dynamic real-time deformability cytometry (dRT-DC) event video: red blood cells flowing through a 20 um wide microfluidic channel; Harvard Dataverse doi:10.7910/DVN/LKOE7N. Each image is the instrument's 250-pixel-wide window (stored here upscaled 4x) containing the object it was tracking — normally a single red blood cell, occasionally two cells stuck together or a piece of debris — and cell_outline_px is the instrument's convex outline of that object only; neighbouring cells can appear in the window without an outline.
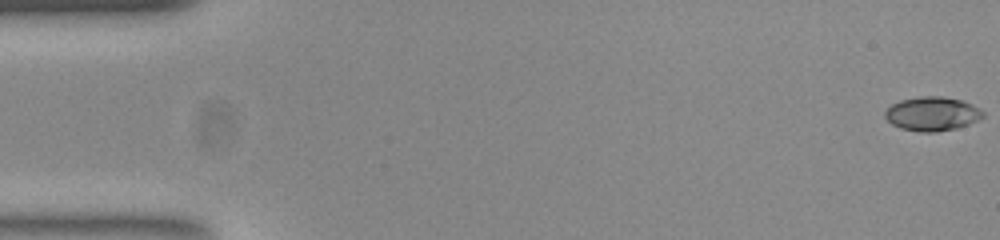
{"species": "common noctule bat (a hibernating species)", "species_latin": "Nyctalus noctula", "temperature_condition": "room temperature", "stored_images_in_passage": 55, "camera_frame_rate_fps": 3000, "um_per_image_px": 0.085, "animal": {"sex": "female", "body_mass_g": 23.0, "forearm_length_mm": 53.4}, "frame": {"image": 1, "passage_image": 1, "time_ms": 0.0, "image_size_px": [1000, 240], "cell_outline_px": [[984, 116], [968, 124], [956, 128], [936, 132], [920, 132], [900, 128], [892, 124], [884, 116], [884, 112], [892, 104], [900, 100], [920, 96], [940, 96], [960, 100], [972, 104], [980, 108], [984, 112]], "centroid_in_image_um": [79.22, 9.67], "position_along_channel_um": 5.8, "area_um2": 19.36}}
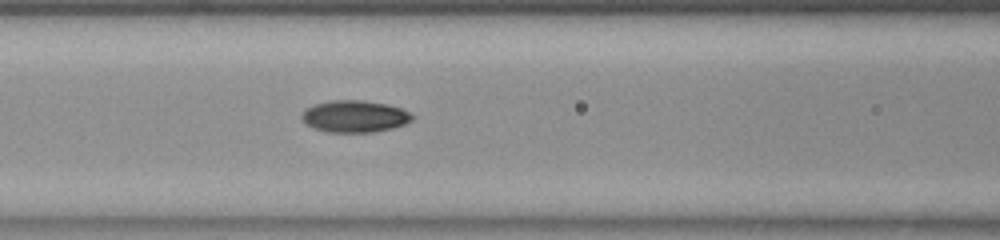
{"frame": {"image": 2, "passage_image": 23, "time_ms": 7.333, "image_size_px": [1000, 240], "cell_outline_px": [[416, 116], [412, 120], [404, 124], [392, 128], [372, 132], [328, 132], [312, 128], [300, 116], [308, 108], [316, 104], [332, 100], [360, 100], [384, 104], [400, 108]], "centroid_in_image_um": [30.16, 9.9], "position_along_channel_um": 136.4, "area_um2": 20.23}}
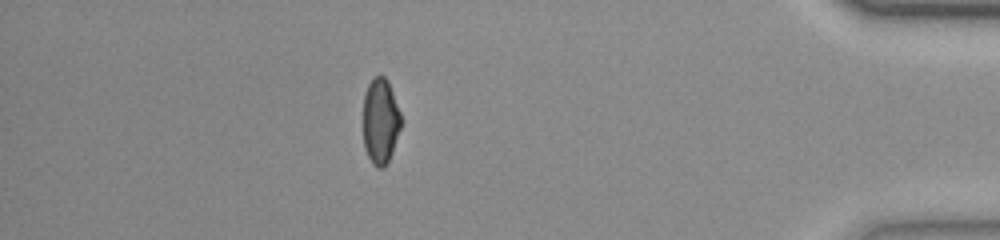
{"frame": {"image": 3, "passage_image": 48, "time_ms": 15.667, "image_size_px": [1000, 240], "cell_outline_px": [[404, 120], [392, 152], [388, 160], [380, 168], [376, 168], [372, 164], [364, 148], [364, 92], [368, 84], [376, 76], [384, 76], [388, 80]], "centroid_in_image_um": [32.36, 10.28], "position_along_channel_um": 402.8, "area_um2": 19.07}, "authors_computed_cell_mechanics": {"area_um2": 19.7098, "velocity_mm_per_s": 3.7777, "shape_relaxation_time_tau1_ms": 5.6192, "shape_relaxation_time_tau2_ms": 2.5214, "deformation_change_tau1": 0.1757, "deformation_change_tau2": 0.0569}}